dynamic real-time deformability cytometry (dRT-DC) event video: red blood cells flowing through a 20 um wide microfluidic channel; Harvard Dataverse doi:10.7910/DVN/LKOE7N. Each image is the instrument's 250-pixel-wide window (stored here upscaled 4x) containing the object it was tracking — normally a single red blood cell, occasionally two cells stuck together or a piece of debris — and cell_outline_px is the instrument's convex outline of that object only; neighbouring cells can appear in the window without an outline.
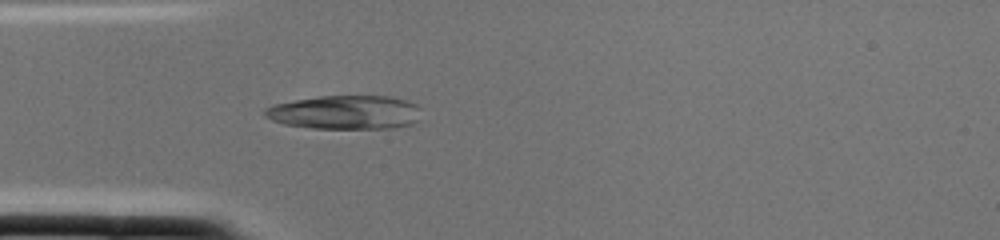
{"species": "common noctule bat (a hibernating species)", "species_latin": "Nyctalus noctula", "temperature_condition": "cold", "stored_images_in_passage": 2, "camera_frame_rate_fps": 3000, "um_per_image_px": 0.085, "animal": {"sex": "female", "body_mass_g": 22.0, "forearm_length_mm": 56.7}, "frame": {"image": 1, "passage_image": 2, "time_ms": 0.333, "image_size_px": [1000, 240], "cell_outline_px": [[420, 108], [416, 120], [412, 124], [392, 128], [312, 128], [284, 124], [272, 120], [264, 116], [264, 108], [272, 104], [320, 96], [392, 96], [408, 100], [416, 104]], "centroid_in_image_um": [29.32, 9.54], "position_along_channel_um": 55.7, "area_um2": 30.87}}